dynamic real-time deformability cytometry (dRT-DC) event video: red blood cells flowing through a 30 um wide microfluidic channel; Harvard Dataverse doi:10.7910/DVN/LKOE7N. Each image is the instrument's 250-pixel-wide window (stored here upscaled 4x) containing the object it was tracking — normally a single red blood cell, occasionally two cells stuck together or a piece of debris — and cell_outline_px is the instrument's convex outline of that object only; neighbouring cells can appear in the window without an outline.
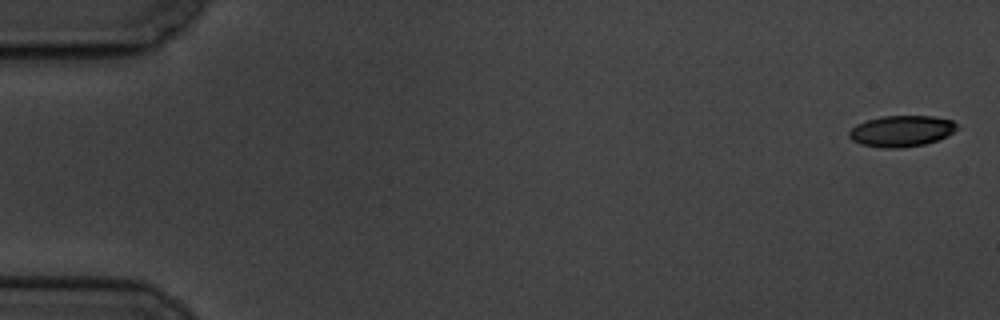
{"species": "common noctule bat (a hibernating species)", "species_latin": "Nyctalus noctula", "temperature_condition": "cold", "stored_images_in_passage": 6, "camera_frame_rate_fps": 3000, "um_per_image_px": 0.085, "animal": {"sex": "male", "body_mass_g": 19.5, "forearm_length_mm": 54.6}, "frame": {"image": 1, "passage_image": 1, "time_ms": 0.0, "image_size_px": [1000, 320], "cell_outline_px": [[960, 128], [948, 136], [924, 144], [900, 148], [884, 148], [860, 144], [852, 140], [848, 136], [848, 132], [856, 124], [880, 116], [932, 116], [952, 120]], "centroid_in_image_um": [76.63, 11.14], "position_along_channel_um": 8.4, "area_um2": 19.65}}
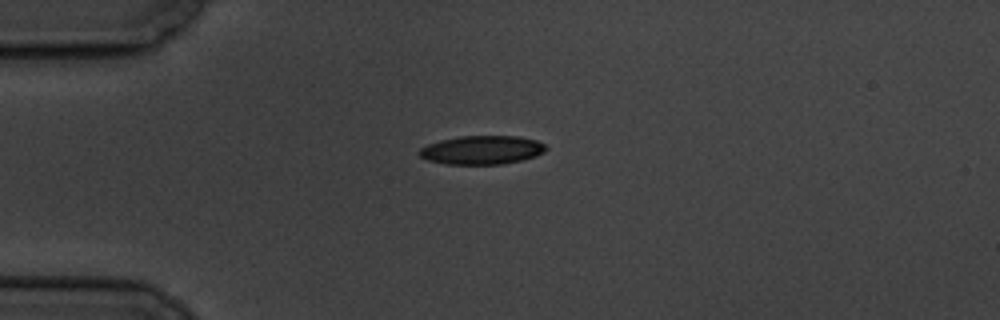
{"frame": {"image": 2, "passage_image": 5, "time_ms": 4.667, "image_size_px": [1000, 320], "cell_outline_px": [[548, 148], [544, 152], [536, 156], [520, 160], [500, 164], [448, 164], [428, 160], [420, 156], [416, 152], [420, 148], [428, 144], [440, 140], [460, 136], [516, 136], [536, 140], [544, 144]], "centroid_in_image_um": [40.95, 12.74], "position_along_channel_um": 44.1, "area_um2": 21.1}}